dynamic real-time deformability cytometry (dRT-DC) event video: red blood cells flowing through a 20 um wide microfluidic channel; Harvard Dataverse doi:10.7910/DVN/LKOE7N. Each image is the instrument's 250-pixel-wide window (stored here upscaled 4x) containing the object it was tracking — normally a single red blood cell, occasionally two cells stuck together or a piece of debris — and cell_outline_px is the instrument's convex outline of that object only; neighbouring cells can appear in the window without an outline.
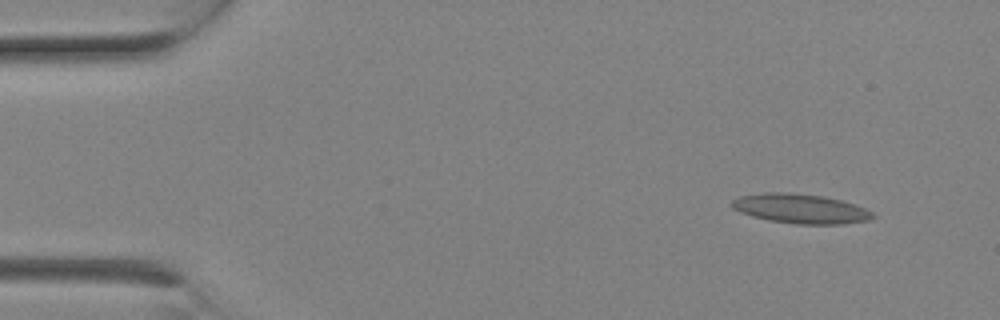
{"species": "Egyptian fruit bat (a non-hibernating species)", "species_latin": "Rousettus aegyptiacus", "temperature_condition": "room temperature", "stored_images_in_passage": 9, "camera_frame_rate_fps": 3000, "um_per_image_px": 0.085, "animal": {"sex": "female"}, "frame": {"image": 1, "passage_image": 2, "time_ms": 0.333, "image_size_px": [1000, 320], "cell_outline_px": [[876, 216], [868, 220], [844, 224], [796, 224], [768, 220], [752, 216], [740, 212], [732, 208], [732, 200], [740, 196], [764, 192], [788, 192], [824, 196], [840, 200], [864, 208], [872, 212]], "centroid_in_image_um": [68.02, 17.74], "position_along_channel_um": 17.0, "area_um2": 24.16}}
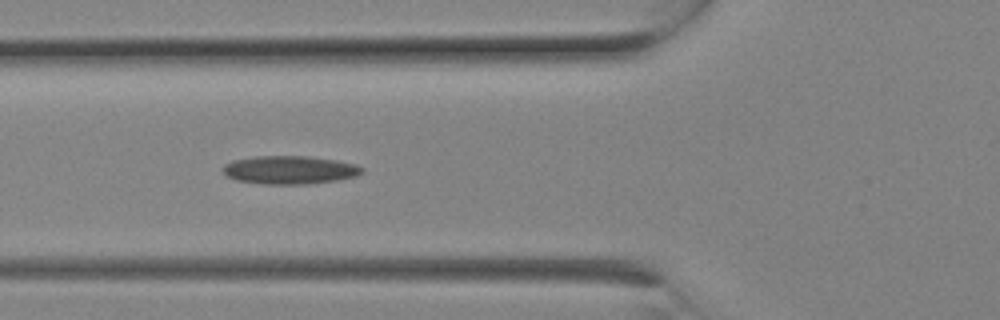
{"frame": {"image": 2, "passage_image": 8, "time_ms": 2.333, "image_size_px": [1000, 320], "cell_outline_px": [[364, 172], [356, 176], [336, 180], [304, 184], [264, 184], [236, 180], [228, 176], [220, 168], [224, 164], [232, 160], [256, 156], [308, 156], [336, 160], [352, 164], [364, 168]], "centroid_in_image_um": [24.59, 14.44], "position_along_channel_um": 101.2, "area_um2": 22.83}}
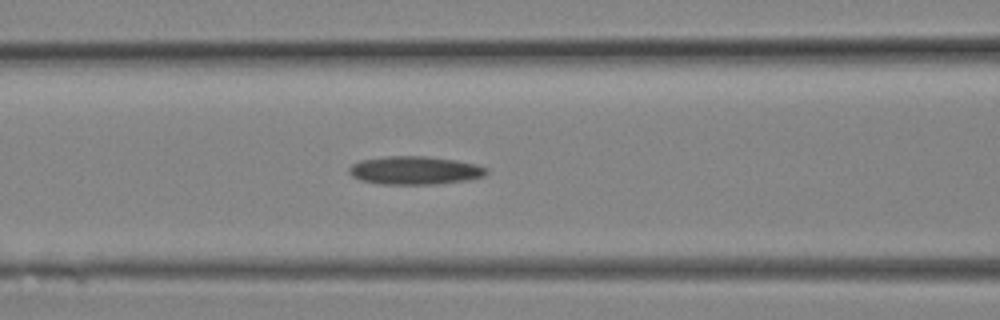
{"frame": {"image": 3, "passage_image": 9, "time_ms": 2.667, "image_size_px": [1000, 320], "cell_outline_px": [[488, 172], [484, 176], [468, 180], [436, 184], [380, 184], [360, 180], [352, 176], [348, 172], [348, 168], [352, 164], [360, 160], [388, 156], [424, 156], [456, 160], [476, 164], [488, 168]], "centroid_in_image_um": [35.26, 14.48], "position_along_channel_um": 131.3, "area_um2": 22.72}}